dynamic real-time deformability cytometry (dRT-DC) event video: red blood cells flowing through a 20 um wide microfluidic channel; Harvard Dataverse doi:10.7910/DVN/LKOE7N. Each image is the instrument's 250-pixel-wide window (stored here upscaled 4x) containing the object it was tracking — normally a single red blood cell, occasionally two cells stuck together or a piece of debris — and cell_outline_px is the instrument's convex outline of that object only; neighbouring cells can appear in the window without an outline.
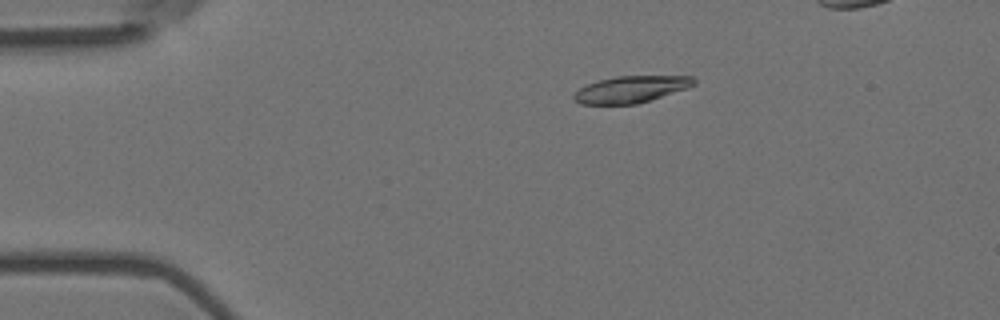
{"species": "Egyptian fruit bat (a non-hibernating species)", "species_latin": "Rousettus aegyptiacus", "temperature_condition": "room temperature", "stored_images_in_passage": 50, "camera_frame_rate_fps": 3000, "um_per_image_px": 0.085, "animal": {"sex": "female"}, "frame": {"image": 1, "passage_image": 10, "time_ms": 3.0, "image_size_px": [1000, 320], "cell_outline_px": [[696, 84], [688, 88], [636, 104], [580, 104], [572, 96], [580, 88], [588, 84], [600, 80], [616, 76], [692, 76], [696, 80]], "centroid_in_image_um": [53.66, 7.59], "position_along_channel_um": 31.3, "area_um2": 18.5}}
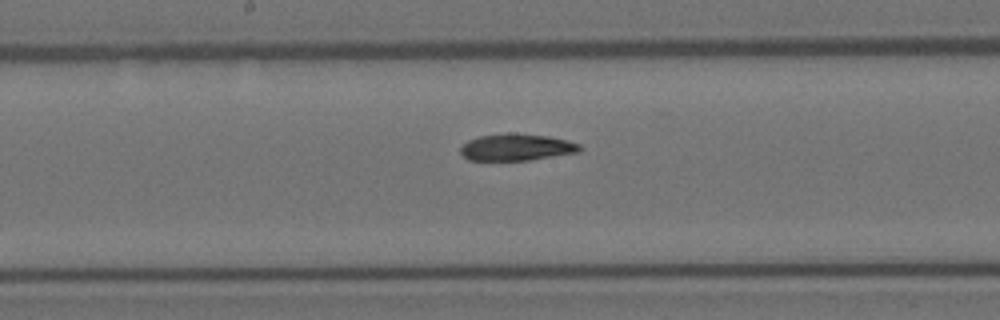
{"frame": {"image": 2, "passage_image": 28, "time_ms": 9.0, "image_size_px": [1000, 320], "cell_outline_px": [[580, 148], [576, 152], [528, 160], [468, 160], [460, 152], [460, 148], [468, 140], [480, 136], [508, 132], [512, 132], [548, 136], [580, 144]], "centroid_in_image_um": [43.84, 12.5], "position_along_channel_um": 204.4, "area_um2": 18.38}}
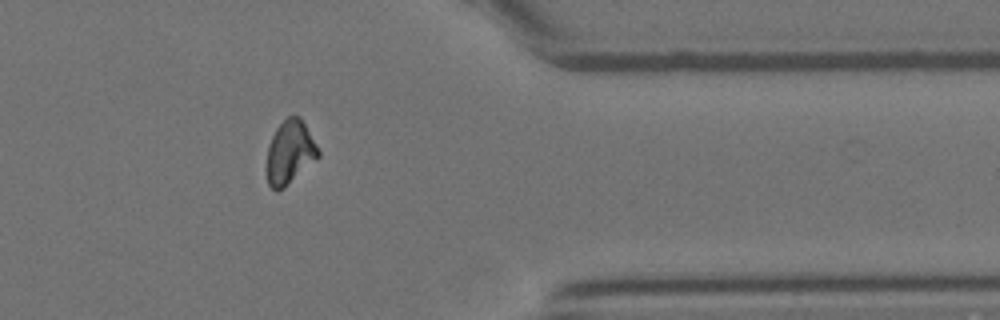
{"frame": {"image": 3, "passage_image": 44, "time_ms": 14.333, "image_size_px": [1000, 320], "cell_outline_px": [[320, 156], [284, 188], [276, 192], [268, 184], [268, 144], [276, 128], [292, 112], [300, 116], [316, 144], [320, 152]], "centroid_in_image_um": [24.65, 12.92], "position_along_channel_um": 386.7, "area_um2": 18.96}}